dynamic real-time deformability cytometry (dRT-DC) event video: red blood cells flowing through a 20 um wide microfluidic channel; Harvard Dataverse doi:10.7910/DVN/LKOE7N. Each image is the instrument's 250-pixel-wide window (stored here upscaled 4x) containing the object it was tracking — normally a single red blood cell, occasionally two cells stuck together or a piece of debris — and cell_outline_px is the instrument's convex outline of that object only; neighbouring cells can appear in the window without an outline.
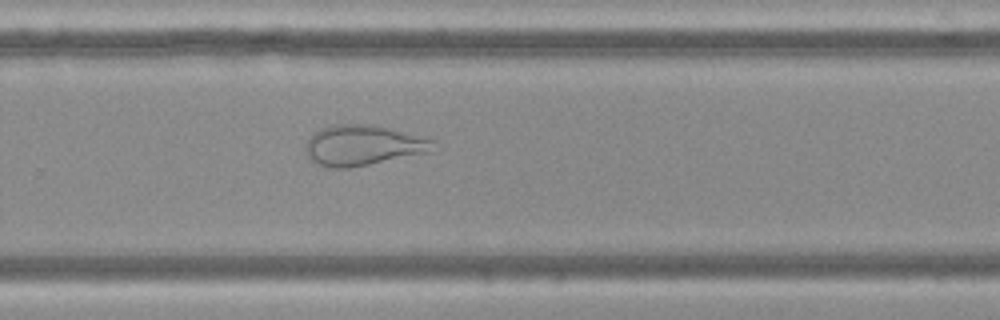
{"species": "Egyptian fruit bat (a non-hibernating species)", "species_latin": "Rousettus aegyptiacus", "temperature_condition": "cold", "stored_images_in_passage": 46, "camera_frame_rate_fps": 3000, "um_per_image_px": 0.085, "frame": {"image": 1, "passage_image": 29, "time_ms": 9.333, "image_size_px": [1000, 320], "cell_outline_px": [[436, 140], [432, 152], [348, 168], [332, 168], [316, 164], [304, 152], [304, 148], [312, 132], [332, 124], [368, 124], [388, 128]], "centroid_in_image_um": [30.83, 12.35], "position_along_channel_um": 299.0, "area_um2": 30.11}}
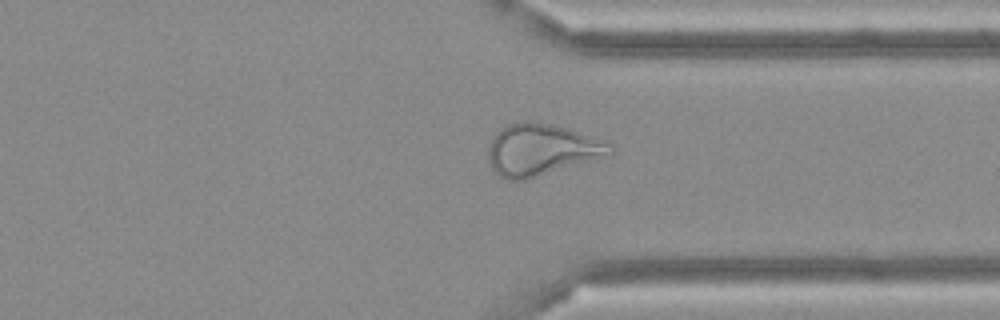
{"frame": {"image": 2, "passage_image": 34, "time_ms": 11.0, "image_size_px": [1000, 320], "cell_outline_px": [[612, 152], [524, 180], [504, 180], [492, 168], [488, 160], [488, 148], [492, 136], [500, 128], [508, 124], [524, 120], [528, 120], [552, 124], [568, 128], [608, 140], [612, 144]], "centroid_in_image_um": [45.95, 12.68], "position_along_channel_um": 365.5, "area_um2": 36.24}}
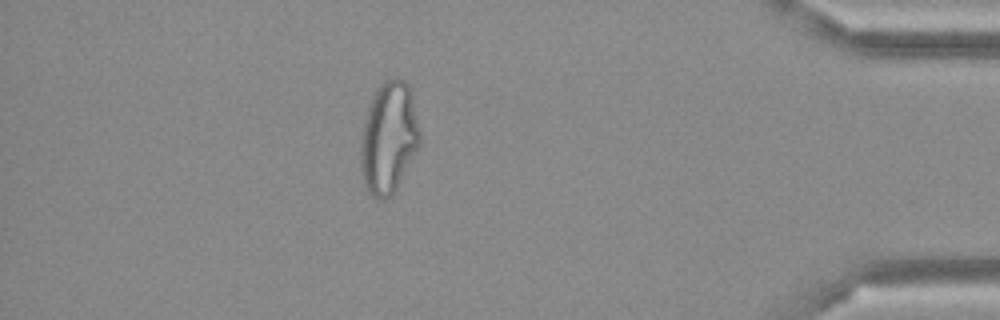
{"frame": {"image": 3, "passage_image": 40, "time_ms": 13.0, "image_size_px": [1000, 320], "cell_outline_px": [[420, 148], [396, 188], [384, 200], [380, 200], [372, 196], [368, 192], [364, 184], [360, 160], [360, 144], [364, 120], [372, 96], [376, 88], [384, 80], [392, 76], [396, 76], [404, 80], [408, 84], [412, 92], [420, 132]], "centroid_in_image_um": [33.05, 11.67], "position_along_channel_um": 402.1, "area_um2": 39.02}}